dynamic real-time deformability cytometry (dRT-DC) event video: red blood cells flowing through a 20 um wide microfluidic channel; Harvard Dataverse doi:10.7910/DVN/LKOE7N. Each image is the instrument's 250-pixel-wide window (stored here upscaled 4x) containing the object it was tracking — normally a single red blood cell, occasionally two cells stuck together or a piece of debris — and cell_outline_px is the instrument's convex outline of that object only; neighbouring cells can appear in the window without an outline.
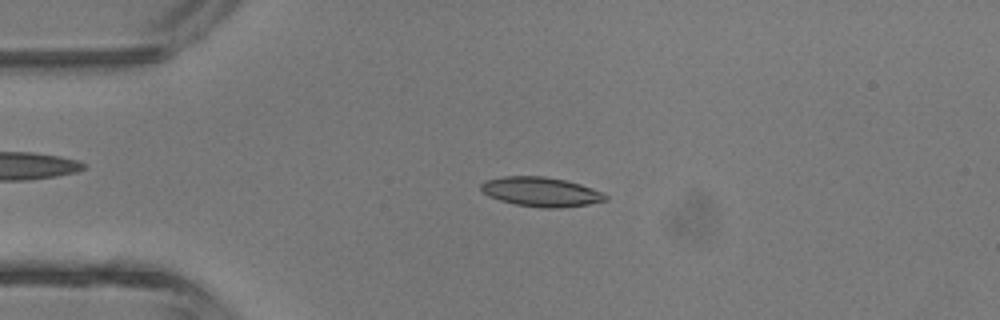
{"species": "common noctule bat (a hibernating species)", "species_latin": "Nyctalus noctula", "temperature_condition": "room temperature", "stored_images_in_passage": 3, "camera_frame_rate_fps": 3000, "um_per_image_px": 0.085, "animal": {"sex": "male", "body_mass_g": 13.3}, "frame": {"image": 1, "passage_image": 2, "time_ms": 2.0, "image_size_px": [1000, 320], "cell_outline_px": [[608, 200], [588, 204], [560, 208], [540, 208], [516, 204], [500, 200], [488, 196], [480, 188], [480, 184], [484, 180], [504, 176], [544, 176], [564, 180], [580, 184], [604, 192], [608, 196]], "centroid_in_image_um": [45.99, 16.3], "position_along_channel_um": 39.0, "area_um2": 21.44}}